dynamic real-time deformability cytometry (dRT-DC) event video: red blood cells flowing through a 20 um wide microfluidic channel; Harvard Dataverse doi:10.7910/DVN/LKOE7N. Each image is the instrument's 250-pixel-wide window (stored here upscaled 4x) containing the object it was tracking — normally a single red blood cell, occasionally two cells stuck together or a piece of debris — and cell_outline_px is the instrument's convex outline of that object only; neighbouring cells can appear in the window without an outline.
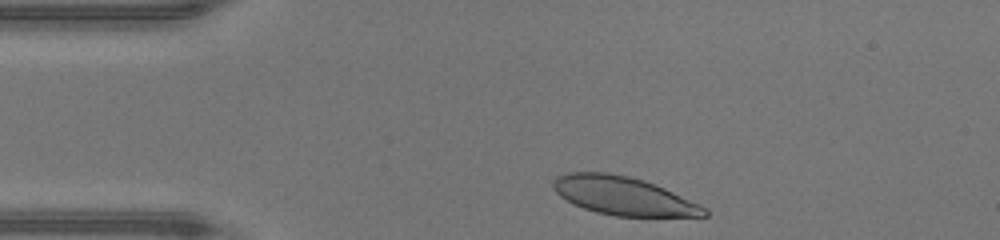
{"species": "human", "species_latin": "Homo sapiens", "temperature_condition": "warm", "stored_images_in_passage": 31, "camera_frame_rate_fps": 3000, "um_per_image_px": 0.085, "donor": {"sex": "male"}, "frame": {"image": 1, "passage_image": 2, "time_ms": 0.333, "image_size_px": [1000, 240], "cell_outline_px": [[708, 216], [616, 216], [596, 212], [572, 204], [560, 196], [556, 192], [552, 184], [552, 180], [568, 172], [604, 172], [628, 176], [644, 180], [664, 188], [700, 204], [708, 212]], "centroid_in_image_um": [52.96, 16.65], "position_along_channel_um": 32.0, "area_um2": 33.52}}
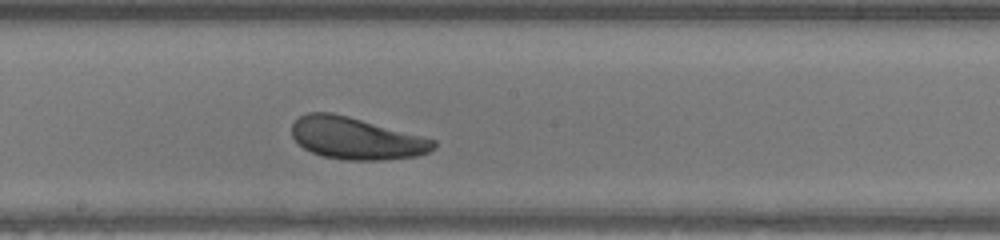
{"frame": {"image": 2, "passage_image": 18, "time_ms": 5.667, "image_size_px": [1000, 240], "cell_outline_px": [[436, 148], [428, 152], [416, 156], [384, 160], [348, 160], [324, 156], [312, 152], [304, 148], [292, 136], [292, 124], [300, 116], [308, 112], [332, 112], [348, 116], [436, 140]], "centroid_in_image_um": [30.27, 11.76], "position_along_channel_um": 217.9, "area_um2": 34.39}}
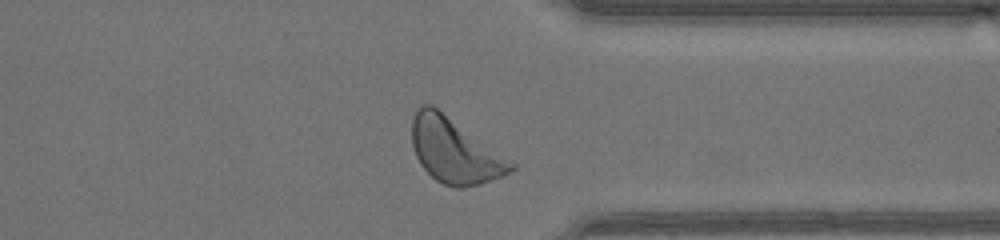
{"frame": {"image": 3, "passage_image": 29, "time_ms": 9.333, "image_size_px": [1000, 240], "cell_outline_px": [[516, 168], [500, 176], [480, 184], [464, 188], [452, 188], [436, 180], [420, 164], [416, 156], [412, 144], [412, 120], [420, 104], [432, 104], [516, 164]], "centroid_in_image_um": [38.61, 12.81], "position_along_channel_um": 372.8, "area_um2": 36.99}, "authors_computed_cell_mechanics": {"area_um2": 34.7378, "velocity_mm_per_s": 4.3424, "shape_relaxation_time_tau1_ms": 1.9973, "shape_relaxation_time_tau2_ms": 2.5122, "deformation_change_tau1": 0.0986, "deformation_change_tau2": 0.094}}